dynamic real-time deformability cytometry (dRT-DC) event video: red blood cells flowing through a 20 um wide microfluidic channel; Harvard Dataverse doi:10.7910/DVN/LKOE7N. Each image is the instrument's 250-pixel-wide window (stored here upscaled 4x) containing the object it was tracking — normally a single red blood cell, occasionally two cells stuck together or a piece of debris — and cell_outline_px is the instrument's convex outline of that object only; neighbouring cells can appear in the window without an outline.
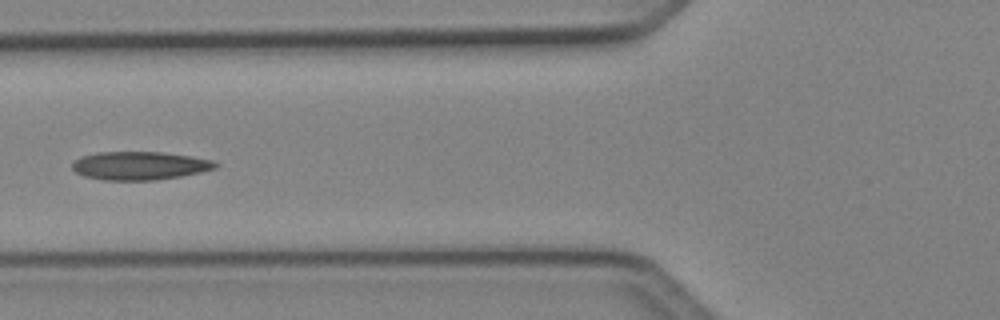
{"species": "Egyptian fruit bat (a non-hibernating species)", "species_latin": "Rousettus aegyptiacus", "temperature_condition": "cold", "stored_images_in_passage": 5, "camera_frame_rate_fps": 3000, "um_per_image_px": 0.085, "animal": {"sex": "female"}, "frame": {"image": 1, "passage_image": 4, "time_ms": 1.0, "image_size_px": [1000, 320], "cell_outline_px": [[220, 164], [216, 168], [200, 172], [180, 176], [156, 180], [104, 180], [84, 176], [76, 172], [72, 168], [72, 164], [76, 160], [84, 156], [96, 152], [160, 152], [188, 156], [212, 160]], "centroid_in_image_um": [11.88, 14.09], "position_along_channel_um": 113.9, "area_um2": 23.41}}
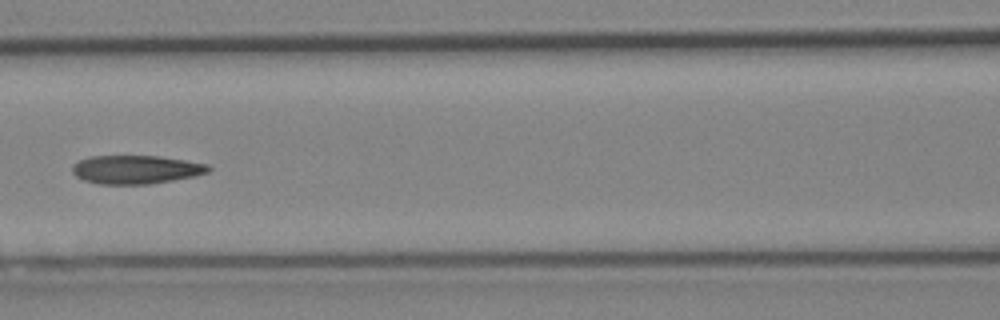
{"frame": {"image": 2, "passage_image": 5, "time_ms": 1.333, "image_size_px": [1000, 320], "cell_outline_px": [[212, 168], [208, 172], [196, 176], [152, 184], [100, 184], [84, 180], [76, 176], [72, 172], [72, 168], [80, 160], [92, 156], [160, 156], [208, 164]], "centroid_in_image_um": [11.6, 14.42], "position_along_channel_um": 155.0, "area_um2": 22.6}}